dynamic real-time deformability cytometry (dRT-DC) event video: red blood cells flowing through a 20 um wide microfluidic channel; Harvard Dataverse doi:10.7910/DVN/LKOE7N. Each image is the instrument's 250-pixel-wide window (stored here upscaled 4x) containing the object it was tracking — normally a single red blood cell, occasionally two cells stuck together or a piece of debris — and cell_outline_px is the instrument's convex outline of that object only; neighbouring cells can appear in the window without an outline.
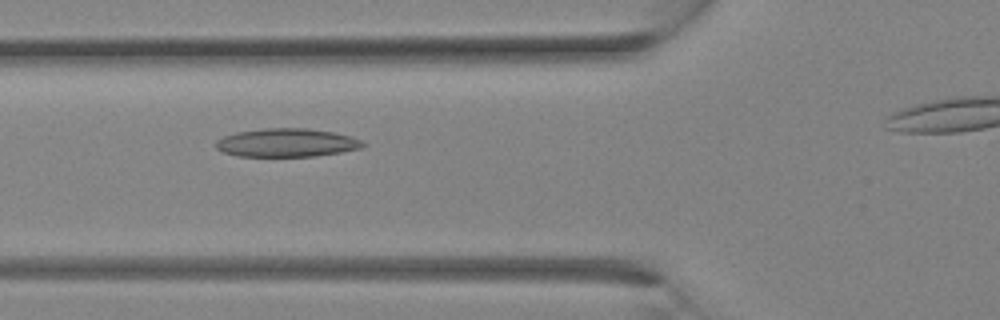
{"species": "Egyptian fruit bat (a non-hibernating species)", "species_latin": "Rousettus aegyptiacus", "temperature_condition": "room temperature", "stored_images_in_passage": 24, "camera_frame_rate_fps": 3000, "um_per_image_px": 0.085, "animal": {"sex": "female"}, "frame": {"image": 1, "passage_image": 8, "time_ms": 2.333, "image_size_px": [1000, 320], "cell_outline_px": [[364, 144], [360, 148], [340, 152], [316, 156], [236, 156], [224, 152], [216, 148], [216, 140], [224, 136], [236, 132], [264, 128], [308, 128], [332, 132], [352, 136], [360, 140]], "centroid_in_image_um": [24.34, 12.12], "position_along_channel_um": 101.5, "area_um2": 24.22}}
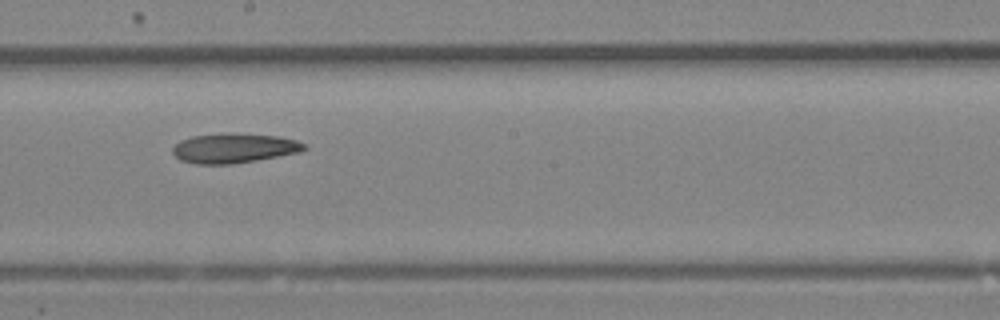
{"frame": {"image": 2, "passage_image": 14, "time_ms": 4.333, "image_size_px": [1000, 320], "cell_outline_px": [[308, 148], [300, 152], [256, 160], [232, 164], [196, 164], [180, 160], [172, 152], [172, 148], [180, 140], [192, 136], [280, 136], [296, 140], [304, 144]], "centroid_in_image_um": [19.89, 12.65], "position_along_channel_um": 228.3, "area_um2": 21.62}}
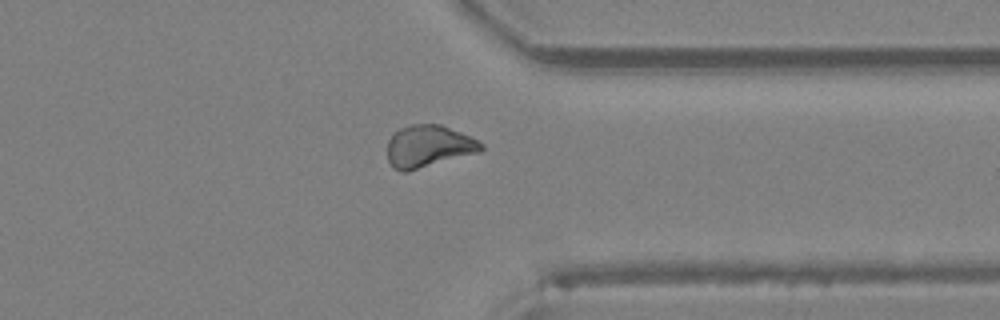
{"frame": {"image": 3, "passage_image": 21, "time_ms": 6.667, "image_size_px": [1000, 320], "cell_outline_px": [[484, 148], [480, 152], [408, 172], [400, 172], [392, 168], [388, 160], [388, 140], [400, 128], [412, 124], [440, 124], [460, 132], [484, 144]], "centroid_in_image_um": [36.41, 12.46], "position_along_channel_um": 375.0, "area_um2": 23.06}}